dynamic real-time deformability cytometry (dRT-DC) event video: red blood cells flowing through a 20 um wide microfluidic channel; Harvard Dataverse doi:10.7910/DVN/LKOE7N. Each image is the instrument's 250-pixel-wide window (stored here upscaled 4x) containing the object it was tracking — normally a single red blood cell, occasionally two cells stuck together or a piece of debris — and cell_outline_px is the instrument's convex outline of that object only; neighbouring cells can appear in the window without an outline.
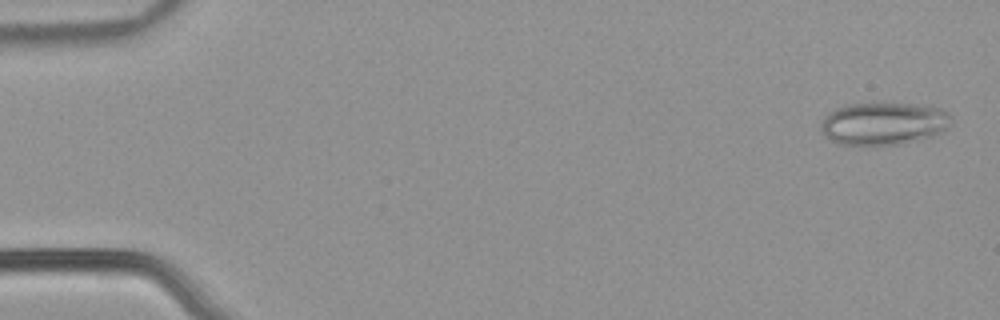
{"species": "common noctule bat (a hibernating species)", "species_latin": "Nyctalus noctula", "temperature_condition": "warm", "stored_images_in_passage": 53, "camera_frame_rate_fps": 3000, "um_per_image_px": 0.085, "animal": {"sex": "male", "body_mass_g": 21.5, "forearm_length_mm": 52.0}, "frame": {"image": 1, "passage_image": 2, "time_ms": 0.333, "image_size_px": [1000, 320], "cell_outline_px": [[952, 116], [948, 124], [940, 132], [932, 136], [904, 144], [840, 144], [824, 136], [820, 128], [820, 120], [828, 112], [836, 108], [848, 104], [912, 104], [940, 108], [948, 112]], "centroid_in_image_um": [75.06, 10.5], "position_along_channel_um": 9.9, "area_um2": 32.08}}
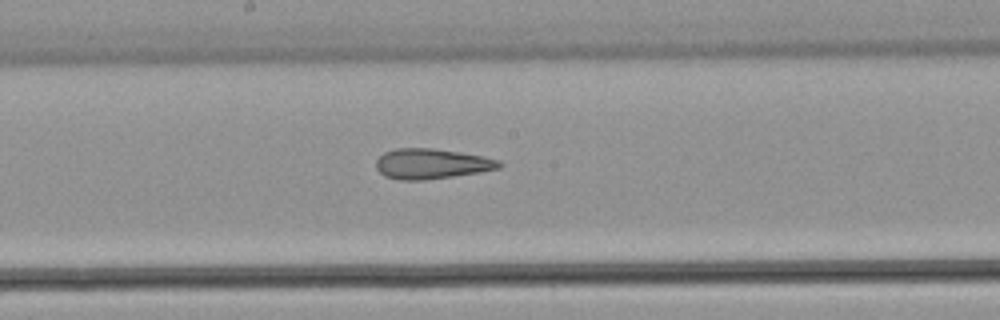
{"frame": {"image": 2, "passage_image": 29, "time_ms": 9.333, "image_size_px": [1000, 320], "cell_outline_px": [[504, 164], [500, 168], [480, 172], [424, 180], [400, 180], [384, 176], [376, 168], [376, 160], [384, 152], [396, 148], [432, 148], [460, 152], [484, 156], [500, 160]], "centroid_in_image_um": [36.69, 13.92], "position_along_channel_um": 211.5, "area_um2": 21.79}}
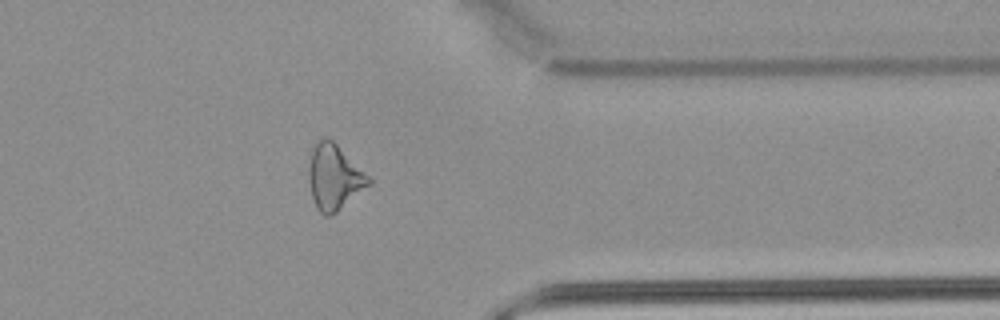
{"frame": {"image": 3, "passage_image": 43, "time_ms": 14.0, "image_size_px": [1000, 320], "cell_outline_px": [[372, 184], [336, 212], [328, 216], [324, 216], [316, 208], [312, 196], [308, 180], [308, 172], [312, 148], [316, 140], [324, 136], [332, 140], [372, 176]], "centroid_in_image_um": [28.44, 15.04], "position_along_channel_um": 383.0, "area_um2": 23.24}, "authors_computed_cell_mechanics": {"area_um2": 24.4494, "velocity_mm_per_s": 3.8848, "shape_relaxation_time_tau1_ms": null, "shape_relaxation_time_tau2_ms": 3.033, "deformation_change_tau1": null, "deformation_change_tau2": 0.1443}}